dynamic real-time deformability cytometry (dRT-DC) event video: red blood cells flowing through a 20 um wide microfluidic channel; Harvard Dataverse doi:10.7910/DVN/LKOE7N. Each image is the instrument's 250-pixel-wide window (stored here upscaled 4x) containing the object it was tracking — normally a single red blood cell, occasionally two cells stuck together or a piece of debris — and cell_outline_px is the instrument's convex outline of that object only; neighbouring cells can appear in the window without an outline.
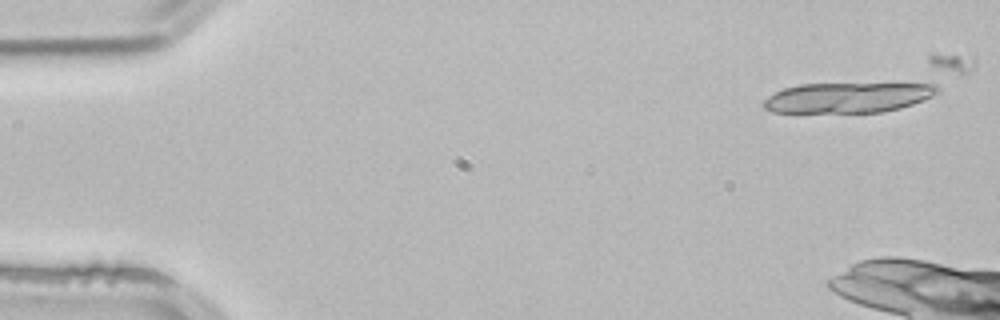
{"species": "common noctule bat (a hibernating species)", "species_latin": "Nyctalus noctula", "temperature_condition": "room temperature", "stored_images_in_passage": 3, "camera_frame_rate_fps": 3000, "um_per_image_px": 0.085, "animal": {"sex": "male", "body_mass_g": 21.5, "forearm_length_mm": 52.0}, "frame": {"image": 1, "passage_image": 1, "time_ms": 0.0, "image_size_px": [1000, 320], "cell_outline_px": [[940, 92], [932, 96], [912, 104], [900, 108], [884, 112], [772, 112], [764, 108], [764, 100], [768, 96], [784, 88], [800, 84], [936, 84], [940, 88]], "centroid_in_image_um": [72.07, 8.29], "position_along_channel_um": 12.9, "area_um2": 30.35}}